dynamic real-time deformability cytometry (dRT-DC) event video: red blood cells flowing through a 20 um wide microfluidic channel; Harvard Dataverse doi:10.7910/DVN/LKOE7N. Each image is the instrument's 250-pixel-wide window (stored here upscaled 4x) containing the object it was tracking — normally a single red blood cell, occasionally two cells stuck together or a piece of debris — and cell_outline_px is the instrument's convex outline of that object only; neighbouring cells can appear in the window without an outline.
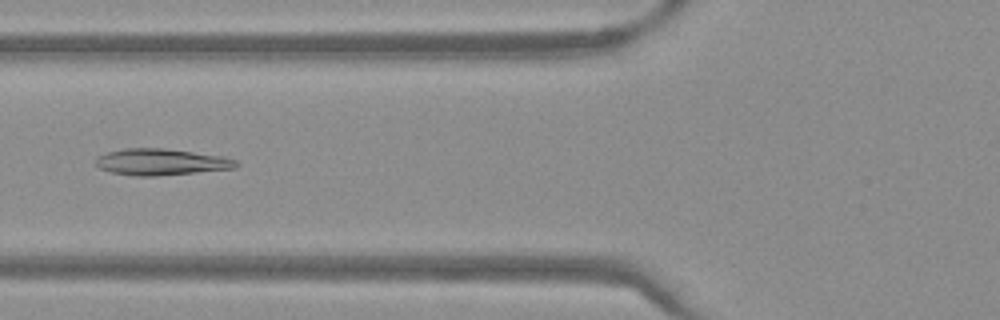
{"species": "Egyptian fruit bat (a non-hibernating species)", "species_latin": "Rousettus aegyptiacus", "temperature_condition": "warm", "stored_images_in_passage": 50, "camera_frame_rate_fps": 3000, "um_per_image_px": 0.085, "frame": {"image": 1, "passage_image": 19, "time_ms": 6.0, "image_size_px": [1000, 320], "cell_outline_px": [[240, 164], [236, 168], [156, 176], [136, 176], [112, 172], [100, 168], [96, 164], [96, 156], [108, 152], [124, 148], [164, 148], [224, 156], [236, 160]], "centroid_in_image_um": [13.71, 13.76], "position_along_channel_um": 112.1, "area_um2": 21.62}}
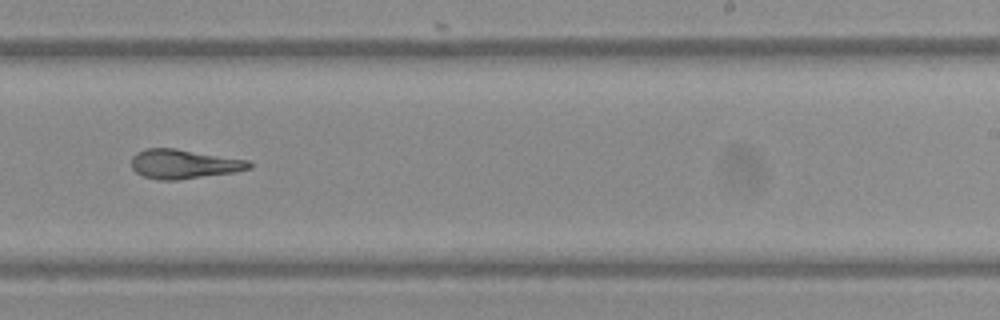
{"frame": {"image": 2, "passage_image": 31, "time_ms": 10.0, "image_size_px": [1000, 320], "cell_outline_px": [[252, 168], [236, 172], [176, 180], [160, 180], [144, 176], [136, 172], [132, 168], [132, 156], [136, 152], [144, 148], [176, 148], [248, 160], [252, 164]], "centroid_in_image_um": [15.63, 13.93], "position_along_channel_um": 273.4, "area_um2": 20.17}}
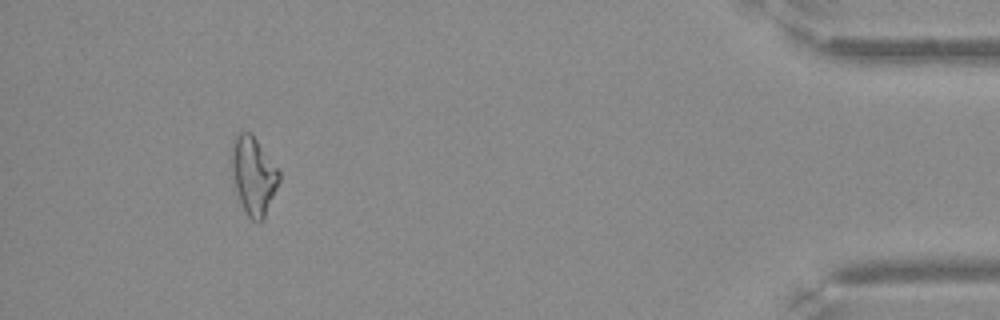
{"frame": {"image": 3, "passage_image": 46, "time_ms": 15.0, "image_size_px": [1000, 320], "cell_outline_px": [[280, 180], [264, 220], [260, 224], [252, 220], [248, 216], [240, 200], [232, 176], [232, 140], [240, 132], [248, 132], [256, 140], [280, 172]], "centroid_in_image_um": [21.56, 14.97], "position_along_channel_um": 413.6, "area_um2": 21.15}}